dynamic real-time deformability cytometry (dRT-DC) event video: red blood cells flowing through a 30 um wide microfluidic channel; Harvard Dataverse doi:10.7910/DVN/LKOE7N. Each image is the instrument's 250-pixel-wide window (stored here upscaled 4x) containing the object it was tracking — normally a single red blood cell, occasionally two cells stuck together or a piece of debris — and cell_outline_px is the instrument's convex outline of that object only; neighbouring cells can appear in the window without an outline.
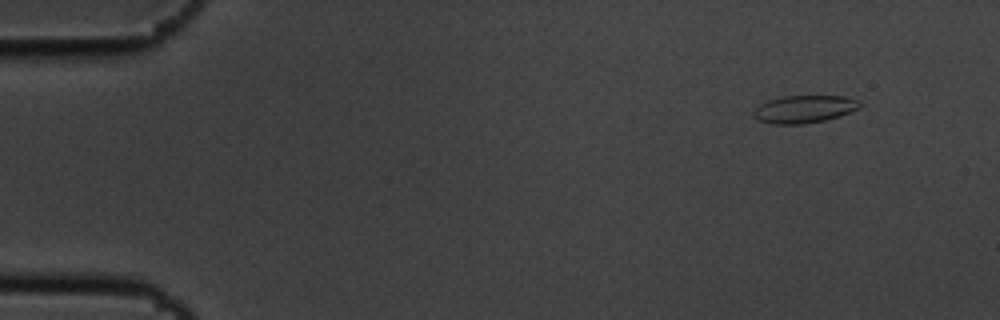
{"species": "common noctule bat (a hibernating species)", "species_latin": "Nyctalus noctula", "temperature_condition": "cold", "stored_images_in_passage": 4, "camera_frame_rate_fps": 3000, "um_per_image_px": 0.085, "animal": {"sex": "male", "body_mass_g": 19.5, "forearm_length_mm": 54.6}, "frame": {"image": 1, "passage_image": 1, "time_ms": 0.0, "image_size_px": [1000, 320], "cell_outline_px": [[860, 108], [840, 116], [824, 120], [804, 124], [772, 124], [760, 120], [752, 112], [760, 104], [768, 100], [784, 96], [844, 96], [860, 100]], "centroid_in_image_um": [68.39, 9.27], "position_along_channel_um": 16.6, "area_um2": 16.99}}